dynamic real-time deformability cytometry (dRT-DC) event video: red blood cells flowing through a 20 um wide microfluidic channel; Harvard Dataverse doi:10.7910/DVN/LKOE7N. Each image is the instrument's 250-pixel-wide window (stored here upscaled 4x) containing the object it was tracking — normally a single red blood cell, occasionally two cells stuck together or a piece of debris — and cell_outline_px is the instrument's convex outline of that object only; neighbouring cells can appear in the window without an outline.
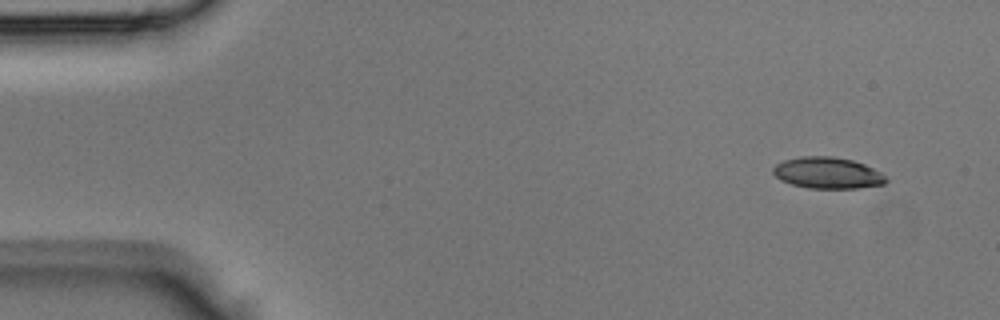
{"species": "Egyptian fruit bat (a non-hibernating species)", "species_latin": "Rousettus aegyptiacus", "temperature_condition": "room temperature", "stored_images_in_passage": 4, "camera_frame_rate_fps": 3000, "um_per_image_px": 0.085, "animal": {"sex": "male"}, "frame": {"image": 1, "passage_image": 1, "time_ms": 0.0, "image_size_px": [1000, 320], "cell_outline_px": [[888, 180], [884, 184], [856, 188], [808, 188], [792, 184], [780, 180], [772, 172], [772, 168], [776, 164], [784, 160], [800, 156], [832, 156], [852, 160], [864, 164], [880, 172]], "centroid_in_image_um": [70.31, 14.69], "position_along_channel_um": 14.7, "area_um2": 20.58}}
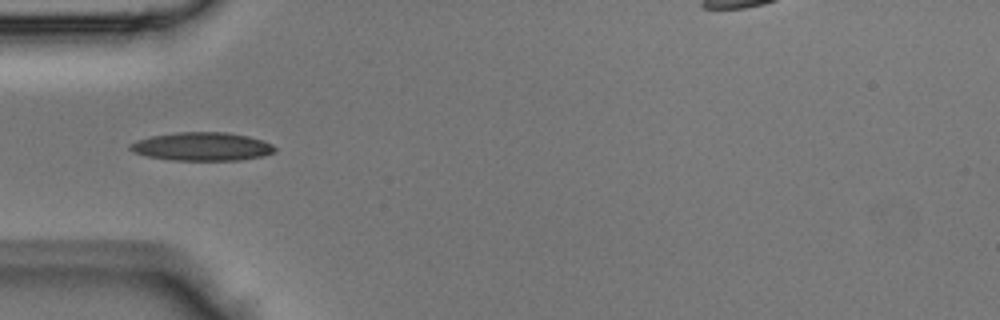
{"frame": {"image": 2, "passage_image": 4, "time_ms": 1.0, "image_size_px": [1000, 320], "cell_outline_px": [[276, 152], [264, 156], [240, 160], [168, 160], [148, 156], [132, 152], [128, 148], [128, 144], [136, 140], [152, 136], [176, 132], [228, 132], [248, 136], [264, 140], [272, 144], [276, 148]], "centroid_in_image_um": [17.18, 12.45], "position_along_channel_um": 67.8, "area_um2": 24.22}}